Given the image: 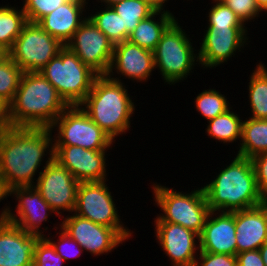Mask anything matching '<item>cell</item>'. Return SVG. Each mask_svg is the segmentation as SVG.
Listing matches in <instances>:
<instances>
[{
  "label": "cell",
  "instance_id": "cell-20",
  "mask_svg": "<svg viewBox=\"0 0 267 266\" xmlns=\"http://www.w3.org/2000/svg\"><path fill=\"white\" fill-rule=\"evenodd\" d=\"M40 238L8 221L0 222V266H33L34 251Z\"/></svg>",
  "mask_w": 267,
  "mask_h": 266
},
{
  "label": "cell",
  "instance_id": "cell-12",
  "mask_svg": "<svg viewBox=\"0 0 267 266\" xmlns=\"http://www.w3.org/2000/svg\"><path fill=\"white\" fill-rule=\"evenodd\" d=\"M11 196L16 197L15 200L18 201L15 211H12L10 205L4 206L0 212V222L8 221L29 234L45 237L44 232L48 227L41 228L42 222H49L48 218L52 213L55 215V212L37 189L34 186L13 187L10 189Z\"/></svg>",
  "mask_w": 267,
  "mask_h": 266
},
{
  "label": "cell",
  "instance_id": "cell-41",
  "mask_svg": "<svg viewBox=\"0 0 267 266\" xmlns=\"http://www.w3.org/2000/svg\"><path fill=\"white\" fill-rule=\"evenodd\" d=\"M8 126V106L0 100V129Z\"/></svg>",
  "mask_w": 267,
  "mask_h": 266
},
{
  "label": "cell",
  "instance_id": "cell-46",
  "mask_svg": "<svg viewBox=\"0 0 267 266\" xmlns=\"http://www.w3.org/2000/svg\"><path fill=\"white\" fill-rule=\"evenodd\" d=\"M6 55H7V52L4 51V50L0 47V60H2Z\"/></svg>",
  "mask_w": 267,
  "mask_h": 266
},
{
  "label": "cell",
  "instance_id": "cell-22",
  "mask_svg": "<svg viewBox=\"0 0 267 266\" xmlns=\"http://www.w3.org/2000/svg\"><path fill=\"white\" fill-rule=\"evenodd\" d=\"M237 254L258 250L267 241V202L235 211Z\"/></svg>",
  "mask_w": 267,
  "mask_h": 266
},
{
  "label": "cell",
  "instance_id": "cell-31",
  "mask_svg": "<svg viewBox=\"0 0 267 266\" xmlns=\"http://www.w3.org/2000/svg\"><path fill=\"white\" fill-rule=\"evenodd\" d=\"M23 71L6 55L0 60V100L7 106L13 101Z\"/></svg>",
  "mask_w": 267,
  "mask_h": 266
},
{
  "label": "cell",
  "instance_id": "cell-38",
  "mask_svg": "<svg viewBox=\"0 0 267 266\" xmlns=\"http://www.w3.org/2000/svg\"><path fill=\"white\" fill-rule=\"evenodd\" d=\"M195 266H238V263L237 257L233 255L200 251Z\"/></svg>",
  "mask_w": 267,
  "mask_h": 266
},
{
  "label": "cell",
  "instance_id": "cell-4",
  "mask_svg": "<svg viewBox=\"0 0 267 266\" xmlns=\"http://www.w3.org/2000/svg\"><path fill=\"white\" fill-rule=\"evenodd\" d=\"M122 80L98 75L91 91L80 104L90 119L114 141L130 130L131 118L137 106Z\"/></svg>",
  "mask_w": 267,
  "mask_h": 266
},
{
  "label": "cell",
  "instance_id": "cell-44",
  "mask_svg": "<svg viewBox=\"0 0 267 266\" xmlns=\"http://www.w3.org/2000/svg\"><path fill=\"white\" fill-rule=\"evenodd\" d=\"M256 5L259 7V9L263 12H266L267 14V0H255Z\"/></svg>",
  "mask_w": 267,
  "mask_h": 266
},
{
  "label": "cell",
  "instance_id": "cell-43",
  "mask_svg": "<svg viewBox=\"0 0 267 266\" xmlns=\"http://www.w3.org/2000/svg\"><path fill=\"white\" fill-rule=\"evenodd\" d=\"M265 266H267V241L259 248Z\"/></svg>",
  "mask_w": 267,
  "mask_h": 266
},
{
  "label": "cell",
  "instance_id": "cell-26",
  "mask_svg": "<svg viewBox=\"0 0 267 266\" xmlns=\"http://www.w3.org/2000/svg\"><path fill=\"white\" fill-rule=\"evenodd\" d=\"M254 69L248 80V103L251 108L248 118L267 119V67L259 61Z\"/></svg>",
  "mask_w": 267,
  "mask_h": 266
},
{
  "label": "cell",
  "instance_id": "cell-1",
  "mask_svg": "<svg viewBox=\"0 0 267 266\" xmlns=\"http://www.w3.org/2000/svg\"><path fill=\"white\" fill-rule=\"evenodd\" d=\"M53 155L50 128L7 126L0 129V175L9 189L34 186L35 175L42 171L39 172L40 166L49 164Z\"/></svg>",
  "mask_w": 267,
  "mask_h": 266
},
{
  "label": "cell",
  "instance_id": "cell-29",
  "mask_svg": "<svg viewBox=\"0 0 267 266\" xmlns=\"http://www.w3.org/2000/svg\"><path fill=\"white\" fill-rule=\"evenodd\" d=\"M112 7L122 18L123 28H126V41L139 22L155 12L143 0H123Z\"/></svg>",
  "mask_w": 267,
  "mask_h": 266
},
{
  "label": "cell",
  "instance_id": "cell-6",
  "mask_svg": "<svg viewBox=\"0 0 267 266\" xmlns=\"http://www.w3.org/2000/svg\"><path fill=\"white\" fill-rule=\"evenodd\" d=\"M182 28L176 19L153 50L155 70H160L164 84L171 86L186 80L193 73L195 65H199L198 50L193 47L190 35Z\"/></svg>",
  "mask_w": 267,
  "mask_h": 266
},
{
  "label": "cell",
  "instance_id": "cell-27",
  "mask_svg": "<svg viewBox=\"0 0 267 266\" xmlns=\"http://www.w3.org/2000/svg\"><path fill=\"white\" fill-rule=\"evenodd\" d=\"M28 23L23 8L9 6L8 4L0 6V47L8 52L22 32L24 26Z\"/></svg>",
  "mask_w": 267,
  "mask_h": 266
},
{
  "label": "cell",
  "instance_id": "cell-2",
  "mask_svg": "<svg viewBox=\"0 0 267 266\" xmlns=\"http://www.w3.org/2000/svg\"><path fill=\"white\" fill-rule=\"evenodd\" d=\"M68 106L40 72H23L8 105V126L50 128Z\"/></svg>",
  "mask_w": 267,
  "mask_h": 266
},
{
  "label": "cell",
  "instance_id": "cell-14",
  "mask_svg": "<svg viewBox=\"0 0 267 266\" xmlns=\"http://www.w3.org/2000/svg\"><path fill=\"white\" fill-rule=\"evenodd\" d=\"M62 219L60 229L65 231L91 256L111 253L127 240L114 228L103 226L82 218L76 214H68Z\"/></svg>",
  "mask_w": 267,
  "mask_h": 266
},
{
  "label": "cell",
  "instance_id": "cell-24",
  "mask_svg": "<svg viewBox=\"0 0 267 266\" xmlns=\"http://www.w3.org/2000/svg\"><path fill=\"white\" fill-rule=\"evenodd\" d=\"M237 154L252 159L267 153V119L245 118L242 123V137Z\"/></svg>",
  "mask_w": 267,
  "mask_h": 266
},
{
  "label": "cell",
  "instance_id": "cell-3",
  "mask_svg": "<svg viewBox=\"0 0 267 266\" xmlns=\"http://www.w3.org/2000/svg\"><path fill=\"white\" fill-rule=\"evenodd\" d=\"M223 168L202 186L211 211L235 212L264 203L251 159L236 155Z\"/></svg>",
  "mask_w": 267,
  "mask_h": 266
},
{
  "label": "cell",
  "instance_id": "cell-36",
  "mask_svg": "<svg viewBox=\"0 0 267 266\" xmlns=\"http://www.w3.org/2000/svg\"><path fill=\"white\" fill-rule=\"evenodd\" d=\"M224 3L236 14L244 25L255 21L259 15L263 16L262 11L256 5L255 0H225Z\"/></svg>",
  "mask_w": 267,
  "mask_h": 266
},
{
  "label": "cell",
  "instance_id": "cell-8",
  "mask_svg": "<svg viewBox=\"0 0 267 266\" xmlns=\"http://www.w3.org/2000/svg\"><path fill=\"white\" fill-rule=\"evenodd\" d=\"M50 129L54 133V145H75L90 150H112V145L115 143L90 119L80 105L68 106ZM56 131L57 134H55Z\"/></svg>",
  "mask_w": 267,
  "mask_h": 266
},
{
  "label": "cell",
  "instance_id": "cell-28",
  "mask_svg": "<svg viewBox=\"0 0 267 266\" xmlns=\"http://www.w3.org/2000/svg\"><path fill=\"white\" fill-rule=\"evenodd\" d=\"M94 14H88L87 18L100 29L107 38L115 45L126 41V28H123L121 16L113 9L112 6L99 8ZM102 9V10H101Z\"/></svg>",
  "mask_w": 267,
  "mask_h": 266
},
{
  "label": "cell",
  "instance_id": "cell-34",
  "mask_svg": "<svg viewBox=\"0 0 267 266\" xmlns=\"http://www.w3.org/2000/svg\"><path fill=\"white\" fill-rule=\"evenodd\" d=\"M208 11L207 25L217 26H245L236 14L224 3L212 0Z\"/></svg>",
  "mask_w": 267,
  "mask_h": 266
},
{
  "label": "cell",
  "instance_id": "cell-39",
  "mask_svg": "<svg viewBox=\"0 0 267 266\" xmlns=\"http://www.w3.org/2000/svg\"><path fill=\"white\" fill-rule=\"evenodd\" d=\"M236 257L238 266H265L259 249L238 253Z\"/></svg>",
  "mask_w": 267,
  "mask_h": 266
},
{
  "label": "cell",
  "instance_id": "cell-11",
  "mask_svg": "<svg viewBox=\"0 0 267 266\" xmlns=\"http://www.w3.org/2000/svg\"><path fill=\"white\" fill-rule=\"evenodd\" d=\"M206 27L203 38L200 39L202 41L199 42L200 49H197L199 66L201 65L202 69H214L228 62L250 42L247 36L249 28L246 26Z\"/></svg>",
  "mask_w": 267,
  "mask_h": 266
},
{
  "label": "cell",
  "instance_id": "cell-16",
  "mask_svg": "<svg viewBox=\"0 0 267 266\" xmlns=\"http://www.w3.org/2000/svg\"><path fill=\"white\" fill-rule=\"evenodd\" d=\"M107 151L75 145H54L53 159L67 168L79 183L101 182L109 180L106 172Z\"/></svg>",
  "mask_w": 267,
  "mask_h": 266
},
{
  "label": "cell",
  "instance_id": "cell-10",
  "mask_svg": "<svg viewBox=\"0 0 267 266\" xmlns=\"http://www.w3.org/2000/svg\"><path fill=\"white\" fill-rule=\"evenodd\" d=\"M64 45L38 23L28 22L7 55L23 72H40Z\"/></svg>",
  "mask_w": 267,
  "mask_h": 266
},
{
  "label": "cell",
  "instance_id": "cell-15",
  "mask_svg": "<svg viewBox=\"0 0 267 266\" xmlns=\"http://www.w3.org/2000/svg\"><path fill=\"white\" fill-rule=\"evenodd\" d=\"M98 75H106L111 65L114 44L88 18L65 45Z\"/></svg>",
  "mask_w": 267,
  "mask_h": 266
},
{
  "label": "cell",
  "instance_id": "cell-33",
  "mask_svg": "<svg viewBox=\"0 0 267 266\" xmlns=\"http://www.w3.org/2000/svg\"><path fill=\"white\" fill-rule=\"evenodd\" d=\"M22 8L28 22L38 23L44 16L53 12L69 0H22Z\"/></svg>",
  "mask_w": 267,
  "mask_h": 266
},
{
  "label": "cell",
  "instance_id": "cell-40",
  "mask_svg": "<svg viewBox=\"0 0 267 266\" xmlns=\"http://www.w3.org/2000/svg\"><path fill=\"white\" fill-rule=\"evenodd\" d=\"M147 5H149L155 12H164L167 14L174 15L171 11L165 10L166 2L169 0H143Z\"/></svg>",
  "mask_w": 267,
  "mask_h": 266
},
{
  "label": "cell",
  "instance_id": "cell-30",
  "mask_svg": "<svg viewBox=\"0 0 267 266\" xmlns=\"http://www.w3.org/2000/svg\"><path fill=\"white\" fill-rule=\"evenodd\" d=\"M216 89H207L199 93L194 99L196 111L207 121L214 119L231 108L229 100Z\"/></svg>",
  "mask_w": 267,
  "mask_h": 266
},
{
  "label": "cell",
  "instance_id": "cell-17",
  "mask_svg": "<svg viewBox=\"0 0 267 266\" xmlns=\"http://www.w3.org/2000/svg\"><path fill=\"white\" fill-rule=\"evenodd\" d=\"M154 226L156 242L172 266H195L200 253L199 234L176 223L154 222Z\"/></svg>",
  "mask_w": 267,
  "mask_h": 266
},
{
  "label": "cell",
  "instance_id": "cell-5",
  "mask_svg": "<svg viewBox=\"0 0 267 266\" xmlns=\"http://www.w3.org/2000/svg\"><path fill=\"white\" fill-rule=\"evenodd\" d=\"M151 186L155 205L163 212L154 222L176 223L201 234L211 211L203 187L183 192L157 182Z\"/></svg>",
  "mask_w": 267,
  "mask_h": 266
},
{
  "label": "cell",
  "instance_id": "cell-7",
  "mask_svg": "<svg viewBox=\"0 0 267 266\" xmlns=\"http://www.w3.org/2000/svg\"><path fill=\"white\" fill-rule=\"evenodd\" d=\"M69 106L80 105L98 76L64 46L40 71Z\"/></svg>",
  "mask_w": 267,
  "mask_h": 266
},
{
  "label": "cell",
  "instance_id": "cell-13",
  "mask_svg": "<svg viewBox=\"0 0 267 266\" xmlns=\"http://www.w3.org/2000/svg\"><path fill=\"white\" fill-rule=\"evenodd\" d=\"M37 176L34 187L55 214L59 218L64 217V212L72 214L76 206L79 182L69 170L52 159Z\"/></svg>",
  "mask_w": 267,
  "mask_h": 266
},
{
  "label": "cell",
  "instance_id": "cell-21",
  "mask_svg": "<svg viewBox=\"0 0 267 266\" xmlns=\"http://www.w3.org/2000/svg\"><path fill=\"white\" fill-rule=\"evenodd\" d=\"M88 1L90 0H69L44 16L38 24L65 46L87 18L85 12L88 9Z\"/></svg>",
  "mask_w": 267,
  "mask_h": 266
},
{
  "label": "cell",
  "instance_id": "cell-18",
  "mask_svg": "<svg viewBox=\"0 0 267 266\" xmlns=\"http://www.w3.org/2000/svg\"><path fill=\"white\" fill-rule=\"evenodd\" d=\"M153 71H155L153 51L127 40L114 45L111 65L106 75L114 77L117 73L120 75L119 78L124 77L133 82L143 83L148 82Z\"/></svg>",
  "mask_w": 267,
  "mask_h": 266
},
{
  "label": "cell",
  "instance_id": "cell-42",
  "mask_svg": "<svg viewBox=\"0 0 267 266\" xmlns=\"http://www.w3.org/2000/svg\"><path fill=\"white\" fill-rule=\"evenodd\" d=\"M7 197H10V189L7 187L5 181L0 175V202L4 199L6 200Z\"/></svg>",
  "mask_w": 267,
  "mask_h": 266
},
{
  "label": "cell",
  "instance_id": "cell-25",
  "mask_svg": "<svg viewBox=\"0 0 267 266\" xmlns=\"http://www.w3.org/2000/svg\"><path fill=\"white\" fill-rule=\"evenodd\" d=\"M207 123L205 133L213 140L223 142L222 144L226 143V145L238 140L241 141L243 119L233 111L232 107L223 114L207 121Z\"/></svg>",
  "mask_w": 267,
  "mask_h": 266
},
{
  "label": "cell",
  "instance_id": "cell-19",
  "mask_svg": "<svg viewBox=\"0 0 267 266\" xmlns=\"http://www.w3.org/2000/svg\"><path fill=\"white\" fill-rule=\"evenodd\" d=\"M235 212L210 211L201 234L200 251L237 255Z\"/></svg>",
  "mask_w": 267,
  "mask_h": 266
},
{
  "label": "cell",
  "instance_id": "cell-23",
  "mask_svg": "<svg viewBox=\"0 0 267 266\" xmlns=\"http://www.w3.org/2000/svg\"><path fill=\"white\" fill-rule=\"evenodd\" d=\"M176 19V16L174 17L171 14L154 12L148 18L139 22L130 33L128 41L153 51L160 41L162 34Z\"/></svg>",
  "mask_w": 267,
  "mask_h": 266
},
{
  "label": "cell",
  "instance_id": "cell-32",
  "mask_svg": "<svg viewBox=\"0 0 267 266\" xmlns=\"http://www.w3.org/2000/svg\"><path fill=\"white\" fill-rule=\"evenodd\" d=\"M55 226V230L59 229V232H56V237L58 236L57 242L52 237L46 235L45 238L52 244L55 248V251L65 260H71L72 258L80 257L81 253L84 252V249L73 239L71 238L65 231L60 230V223ZM59 234V235H57ZM52 237V238H50ZM74 247V248H73ZM71 258V259H70Z\"/></svg>",
  "mask_w": 267,
  "mask_h": 266
},
{
  "label": "cell",
  "instance_id": "cell-45",
  "mask_svg": "<svg viewBox=\"0 0 267 266\" xmlns=\"http://www.w3.org/2000/svg\"><path fill=\"white\" fill-rule=\"evenodd\" d=\"M98 3H101V7L103 6H113L115 3L121 2L123 0H96Z\"/></svg>",
  "mask_w": 267,
  "mask_h": 266
},
{
  "label": "cell",
  "instance_id": "cell-9",
  "mask_svg": "<svg viewBox=\"0 0 267 266\" xmlns=\"http://www.w3.org/2000/svg\"><path fill=\"white\" fill-rule=\"evenodd\" d=\"M106 181L108 180L79 183L73 213L96 224L114 228L126 240H130L134 232L121 221L114 196Z\"/></svg>",
  "mask_w": 267,
  "mask_h": 266
},
{
  "label": "cell",
  "instance_id": "cell-47",
  "mask_svg": "<svg viewBox=\"0 0 267 266\" xmlns=\"http://www.w3.org/2000/svg\"><path fill=\"white\" fill-rule=\"evenodd\" d=\"M215 1H218V2H224L225 0H215Z\"/></svg>",
  "mask_w": 267,
  "mask_h": 266
},
{
  "label": "cell",
  "instance_id": "cell-35",
  "mask_svg": "<svg viewBox=\"0 0 267 266\" xmlns=\"http://www.w3.org/2000/svg\"><path fill=\"white\" fill-rule=\"evenodd\" d=\"M64 262L52 244L45 237H41L35 247L33 266H62Z\"/></svg>",
  "mask_w": 267,
  "mask_h": 266
},
{
  "label": "cell",
  "instance_id": "cell-37",
  "mask_svg": "<svg viewBox=\"0 0 267 266\" xmlns=\"http://www.w3.org/2000/svg\"><path fill=\"white\" fill-rule=\"evenodd\" d=\"M259 193L264 202H267V153L254 156L252 159Z\"/></svg>",
  "mask_w": 267,
  "mask_h": 266
}]
</instances>
